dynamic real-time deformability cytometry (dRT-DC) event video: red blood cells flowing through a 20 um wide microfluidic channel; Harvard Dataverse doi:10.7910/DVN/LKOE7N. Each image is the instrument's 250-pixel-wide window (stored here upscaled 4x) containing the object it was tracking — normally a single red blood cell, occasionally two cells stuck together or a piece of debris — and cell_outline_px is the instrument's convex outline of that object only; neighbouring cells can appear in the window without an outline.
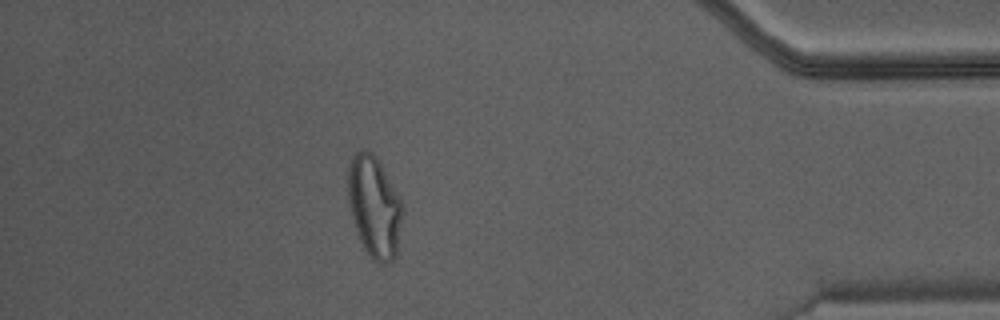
{"species": "Egyptian fruit bat (a non-hibernating species)", "species_latin": "Rousettus aegyptiacus", "temperature_condition": "warm", "stored_images_in_passage": 46, "camera_frame_rate_fps": 3000, "um_per_image_px": 0.085, "animal": {"sex": "male"}, "frame": {"image": 1, "passage_image": 40, "time_ms": 13.0, "image_size_px": [1000, 320], "cell_outline_px": [[404, 212], [396, 252], [392, 260], [384, 264], [372, 260], [364, 248], [356, 232], [352, 216], [348, 196], [348, 168], [352, 156], [356, 152], [364, 148], [368, 148], [376, 156], [404, 204]], "centroid_in_image_um": [31.83, 17.55], "position_along_channel_um": 403.4, "area_um2": 32.37}}